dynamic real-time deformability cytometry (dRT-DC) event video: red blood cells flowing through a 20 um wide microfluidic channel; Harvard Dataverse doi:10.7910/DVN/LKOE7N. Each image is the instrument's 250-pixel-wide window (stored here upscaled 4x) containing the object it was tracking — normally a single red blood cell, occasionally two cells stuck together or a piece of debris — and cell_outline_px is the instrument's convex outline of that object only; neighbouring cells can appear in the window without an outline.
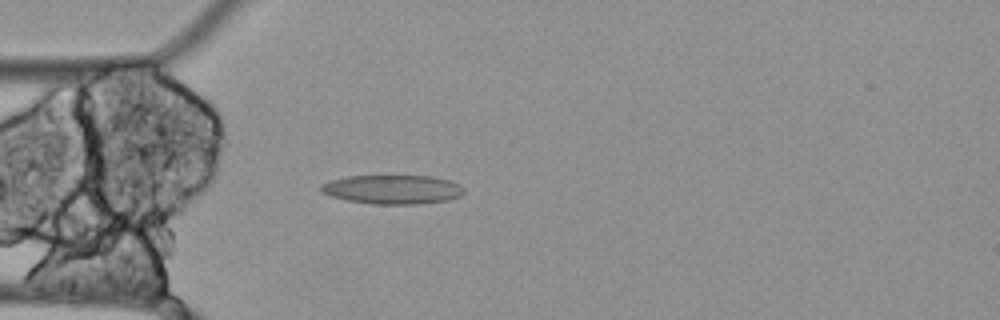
{"species": "Egyptian fruit bat (a non-hibernating species)", "species_latin": "Rousettus aegyptiacus", "temperature_condition": "cold", "stored_images_in_passage": 4, "camera_frame_rate_fps": 3000, "um_per_image_px": 0.085, "animal": {"sex": "female"}, "frame": {"image": 1, "passage_image": 4, "time_ms": 1.0, "image_size_px": [1000, 320], "cell_outline_px": [[464, 192], [460, 196], [448, 200], [416, 204], [372, 204], [348, 200], [332, 196], [320, 192], [320, 184], [332, 180], [348, 176], [432, 176], [452, 180], [460, 184], [464, 188]], "centroid_in_image_um": [33.4, 16.1], "position_along_channel_um": 51.6, "area_um2": 24.28}}